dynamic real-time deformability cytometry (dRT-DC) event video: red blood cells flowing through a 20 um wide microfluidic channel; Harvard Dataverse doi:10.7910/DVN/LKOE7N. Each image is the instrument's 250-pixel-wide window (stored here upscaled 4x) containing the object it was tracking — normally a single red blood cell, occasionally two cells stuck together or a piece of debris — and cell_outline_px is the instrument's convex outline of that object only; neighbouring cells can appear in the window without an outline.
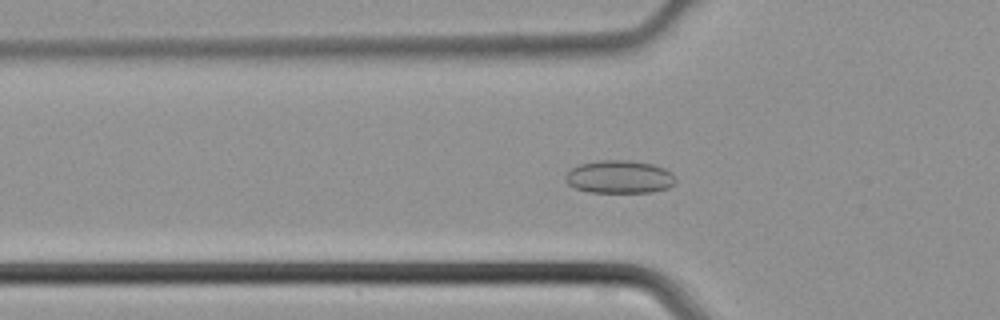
{"species": "common noctule bat (a hibernating species)", "species_latin": "Nyctalus noctula", "temperature_condition": "cold", "stored_images_in_passage": 38, "camera_frame_rate_fps": 3000, "um_per_image_px": 0.085, "animal": {"sex": "male", "body_mass_g": 21.5, "forearm_length_mm": 52.0}, "frame": {"image": 1, "passage_image": 8, "time_ms": 2.333, "image_size_px": [1000, 320], "cell_outline_px": [[676, 184], [668, 188], [652, 192], [588, 192], [576, 188], [568, 184], [564, 180], [564, 176], [572, 168], [580, 164], [600, 160], [628, 160], [652, 164], [664, 168], [672, 172], [676, 176]], "centroid_in_image_um": [52.68, 15.04], "position_along_channel_um": 73.1, "area_um2": 21.33}}
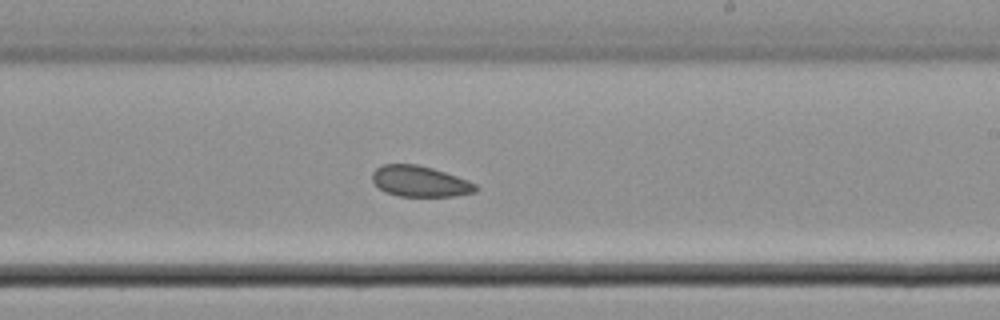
{"frame": {"image": 2, "passage_image": 20, "time_ms": 6.333, "image_size_px": [1000, 320], "cell_outline_px": [[480, 188], [476, 192], [456, 196], [400, 196], [384, 192], [372, 180], [372, 172], [380, 164], [416, 164], [432, 168], [468, 180], [476, 184]], "centroid_in_image_um": [35.7, 15.41], "position_along_channel_um": 253.3, "area_um2": 18.67}}
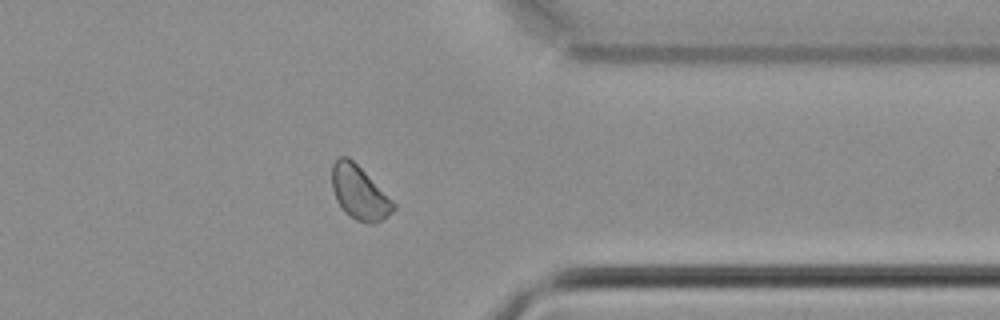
{"frame": {"image": 3, "passage_image": 29, "time_ms": 9.333, "image_size_px": [1000, 320], "cell_outline_px": [[396, 208], [392, 212], [380, 220], [372, 224], [368, 224], [356, 220], [348, 216], [344, 212], [336, 200], [332, 188], [332, 164], [340, 156], [348, 156], [396, 204]], "centroid_in_image_um": [30.52, 16.4], "position_along_channel_um": 380.9, "area_um2": 18.96}}